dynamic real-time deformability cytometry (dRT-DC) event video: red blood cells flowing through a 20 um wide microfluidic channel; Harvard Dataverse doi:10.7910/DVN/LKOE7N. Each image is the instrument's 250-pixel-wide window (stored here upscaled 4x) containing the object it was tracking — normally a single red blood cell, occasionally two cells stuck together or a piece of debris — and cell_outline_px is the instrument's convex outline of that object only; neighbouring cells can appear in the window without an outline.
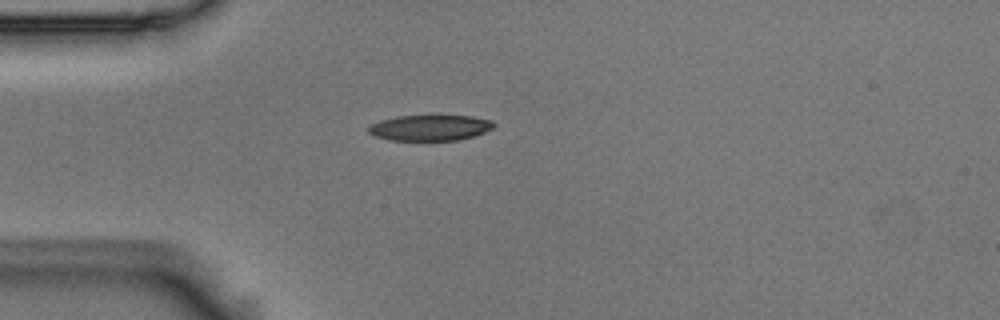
{"species": "Egyptian fruit bat (a non-hibernating species)", "species_latin": "Rousettus aegyptiacus", "temperature_condition": "room temperature", "stored_images_in_passage": 6, "camera_frame_rate_fps": 3000, "um_per_image_px": 0.085, "animal": {"sex": "male"}, "frame": {"image": 1, "passage_image": 5, "time_ms": 1.333, "image_size_px": [1000, 320], "cell_outline_px": [[496, 124], [492, 128], [484, 132], [472, 136], [456, 140], [388, 140], [372, 136], [368, 132], [368, 128], [372, 124], [380, 120], [396, 116], [472, 116], [492, 120]], "centroid_in_image_um": [36.52, 10.86], "position_along_channel_um": 48.5, "area_um2": 18.73}}